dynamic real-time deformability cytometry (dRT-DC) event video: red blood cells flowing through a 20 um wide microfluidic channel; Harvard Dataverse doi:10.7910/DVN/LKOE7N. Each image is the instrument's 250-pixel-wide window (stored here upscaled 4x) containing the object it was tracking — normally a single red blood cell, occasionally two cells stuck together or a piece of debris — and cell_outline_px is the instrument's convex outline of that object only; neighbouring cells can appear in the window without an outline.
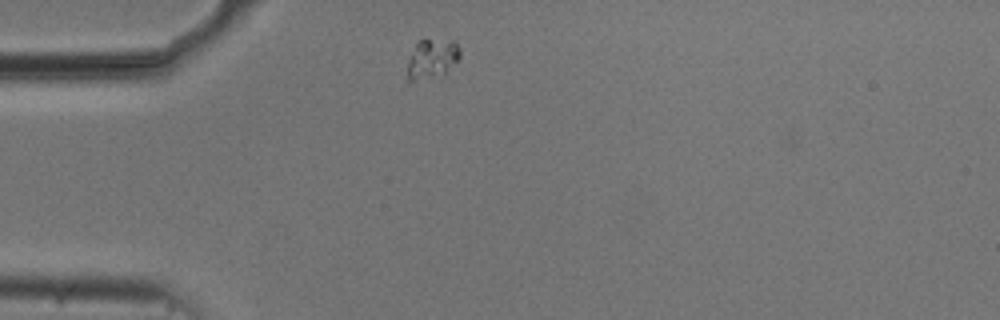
{"species": "common noctule bat (a hibernating species)", "species_latin": "Nyctalus noctula", "temperature_condition": "cold", "stored_images_in_passage": 45, "camera_frame_rate_fps": 3000, "um_per_image_px": 0.085, "animal": {"sex": "male", "body_mass_g": 20.5, "forearm_length_mm": 52.5}, "frame": {"image": 1, "passage_image": 2, "time_ms": 0.333, "image_size_px": [1000, 320], "cell_outline_px": [[460, 60], [444, 76], [412, 80], [408, 80], [408, 60], [416, 44], [420, 40], [452, 40], [460, 48]], "centroid_in_image_um": [36.78, 5.01], "position_along_channel_um": 48.2, "area_um2": 12.2}}
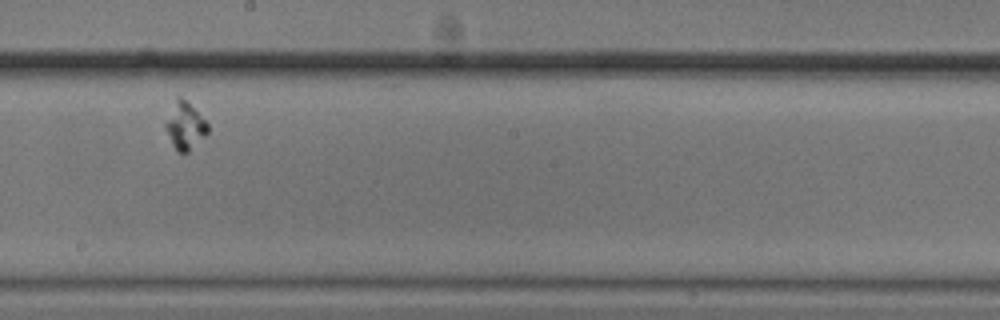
{"frame": {"image": 2, "passage_image": 20, "time_ms": 6.333, "image_size_px": [1000, 320], "cell_outline_px": [[208, 132], [188, 152], [176, 152], [164, 128], [164, 124], [176, 96], [180, 96], [208, 124]], "centroid_in_image_um": [15.68, 10.72], "position_along_channel_um": 232.5, "area_um2": 11.27}}
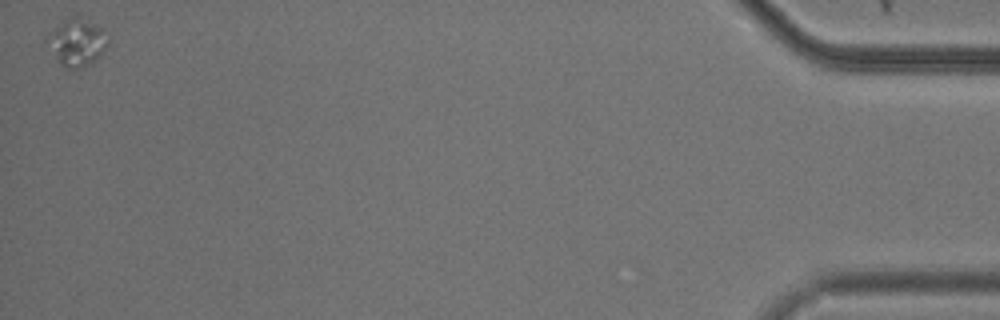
{"frame": {"image": 3, "passage_image": 45, "time_ms": 14.667, "image_size_px": [1000, 320], "cell_outline_px": [[108, 44], [104, 52], [100, 56], [84, 68], [68, 68], [60, 64], [44, 44], [44, 40], [48, 32], [60, 20], [88, 24], [100, 28], [108, 40]], "centroid_in_image_um": [6.43, 3.71], "position_along_channel_um": 428.8, "area_um2": 16.07}}